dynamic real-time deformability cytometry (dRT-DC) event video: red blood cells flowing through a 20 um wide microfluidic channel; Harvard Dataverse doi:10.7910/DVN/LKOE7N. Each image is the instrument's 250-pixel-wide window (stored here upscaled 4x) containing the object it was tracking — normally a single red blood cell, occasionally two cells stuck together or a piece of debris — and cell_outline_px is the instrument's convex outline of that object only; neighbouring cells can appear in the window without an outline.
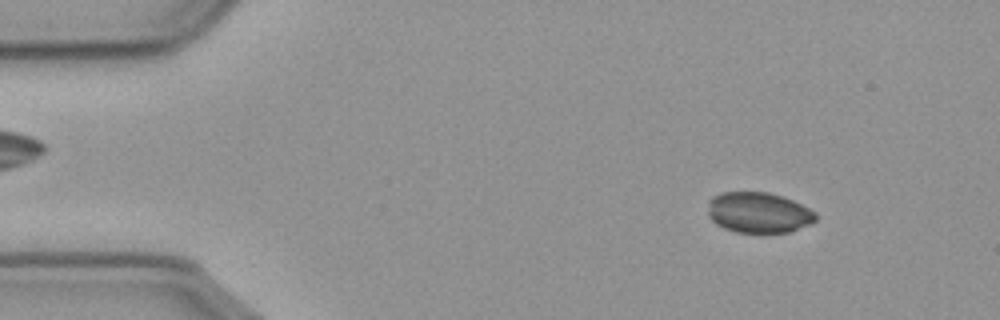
{"species": "common noctule bat (a hibernating species)", "species_latin": "Nyctalus noctula", "temperature_condition": "cold", "stored_images_in_passage": 56, "camera_frame_rate_fps": 3000, "um_per_image_px": 0.085, "animal": {"sex": "male", "body_mass_g": 23.1, "forearm_length_mm": 52.7}, "frame": {"image": 1, "passage_image": 6, "time_ms": 1.667, "image_size_px": [1000, 320], "cell_outline_px": [[816, 220], [808, 224], [788, 232], [736, 232], [724, 228], [716, 224], [708, 216], [708, 200], [712, 196], [720, 192], [768, 192], [792, 200], [816, 212]], "centroid_in_image_um": [64.43, 18.05], "position_along_channel_um": 20.6, "area_um2": 25.43}}
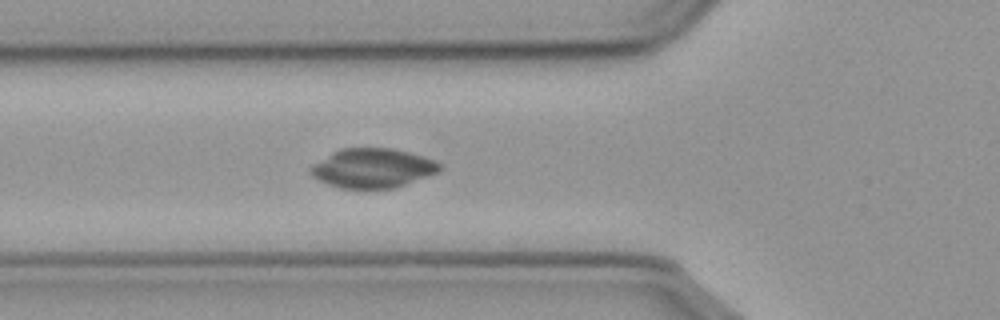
{"frame": {"image": 2, "passage_image": 19, "time_ms": 6.0, "image_size_px": [1000, 320], "cell_outline_px": [[444, 168], [440, 172], [396, 188], [340, 188], [328, 184], [312, 176], [308, 172], [312, 164], [340, 148], [392, 148], [408, 152], [432, 160], [440, 164]], "centroid_in_image_um": [31.68, 14.3], "position_along_channel_um": 94.1, "area_um2": 29.59}}
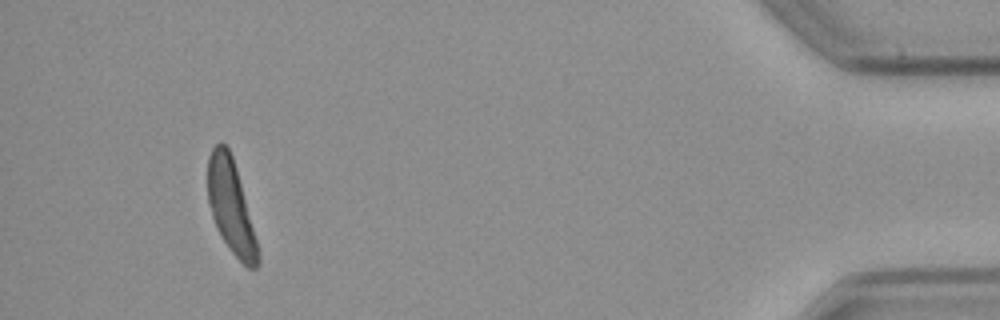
{"frame": {"image": 3, "passage_image": 52, "time_ms": 17.0, "image_size_px": [1000, 320], "cell_outline_px": [[260, 264], [256, 268], [248, 268], [232, 252], [216, 228], [208, 204], [208, 156], [212, 148], [216, 144], [224, 144], [228, 148], [232, 156], [236, 168], [260, 252]], "centroid_in_image_um": [19.63, 17.59], "position_along_channel_um": 415.6, "area_um2": 26.82}, "authors_computed_cell_mechanics": {"area_um2": 27.6862, "velocity_mm_per_s": 3.5937, "shape_relaxation_time_tau1_ms": 2.8514, "shape_relaxation_time_tau2_ms": null, "deformation_change_tau1": 0.1266, "deformation_change_tau2": null}}